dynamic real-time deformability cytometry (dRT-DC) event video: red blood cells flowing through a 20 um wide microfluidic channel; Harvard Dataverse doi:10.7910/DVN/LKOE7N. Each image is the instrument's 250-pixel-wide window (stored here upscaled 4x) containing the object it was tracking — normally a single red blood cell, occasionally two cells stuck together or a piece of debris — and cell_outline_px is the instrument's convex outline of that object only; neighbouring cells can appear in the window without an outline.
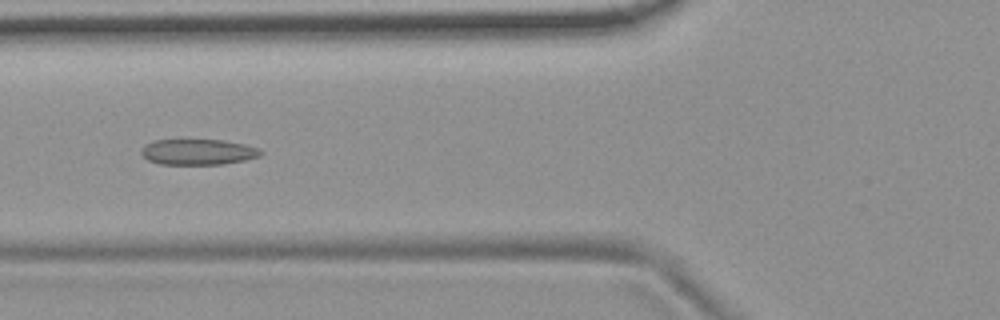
{"species": "common noctule bat (a hibernating species)", "species_latin": "Nyctalus noctula", "temperature_condition": "room temperature", "stored_images_in_passage": 9, "camera_frame_rate_fps": 3000, "um_per_image_px": 0.085, "animal": {"sex": "female", "body_mass_g": 19.9}, "frame": {"image": 1, "passage_image": 4, "time_ms": 1.0, "image_size_px": [1000, 320], "cell_outline_px": [[264, 152], [260, 156], [244, 160], [224, 164], [160, 164], [148, 160], [140, 152], [144, 144], [156, 140], [224, 140], [244, 144], [260, 148]], "centroid_in_image_um": [16.85, 12.91], "position_along_channel_um": 108.9, "area_um2": 17.92}}
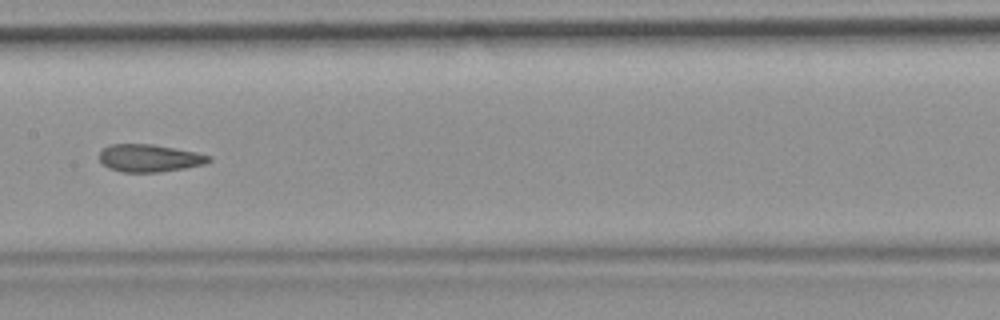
{"frame": {"image": 2, "passage_image": 6, "time_ms": 1.667, "image_size_px": [1000, 320], "cell_outline_px": [[212, 160], [204, 164], [184, 168], [160, 172], [120, 172], [108, 168], [100, 160], [100, 152], [104, 148], [112, 144], [152, 144], [196, 152], [212, 156]], "centroid_in_image_um": [12.72, 13.44], "position_along_channel_um": 194.7, "area_um2": 17.51}}
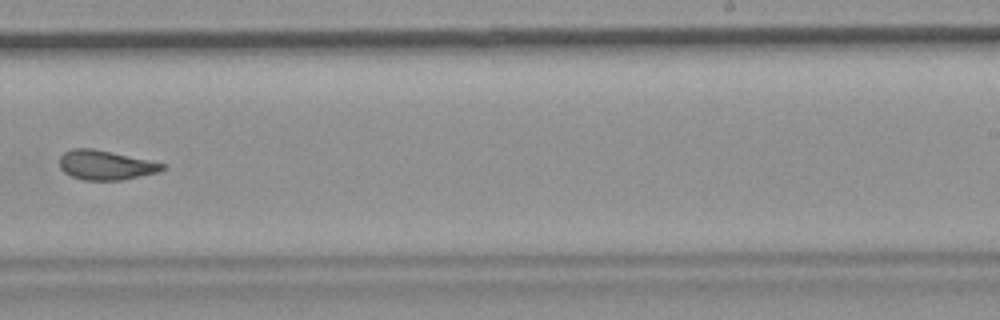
{"frame": {"image": 3, "passage_image": 8, "time_ms": 2.333, "image_size_px": [1000, 320], "cell_outline_px": [[164, 168], [156, 172], [120, 180], [84, 180], [72, 176], [64, 172], [60, 168], [60, 156], [64, 152], [72, 148], [92, 148], [112, 152], [148, 160], [164, 164]], "centroid_in_image_um": [8.91, 14.02], "position_along_channel_um": 280.1, "area_um2": 17.34}}